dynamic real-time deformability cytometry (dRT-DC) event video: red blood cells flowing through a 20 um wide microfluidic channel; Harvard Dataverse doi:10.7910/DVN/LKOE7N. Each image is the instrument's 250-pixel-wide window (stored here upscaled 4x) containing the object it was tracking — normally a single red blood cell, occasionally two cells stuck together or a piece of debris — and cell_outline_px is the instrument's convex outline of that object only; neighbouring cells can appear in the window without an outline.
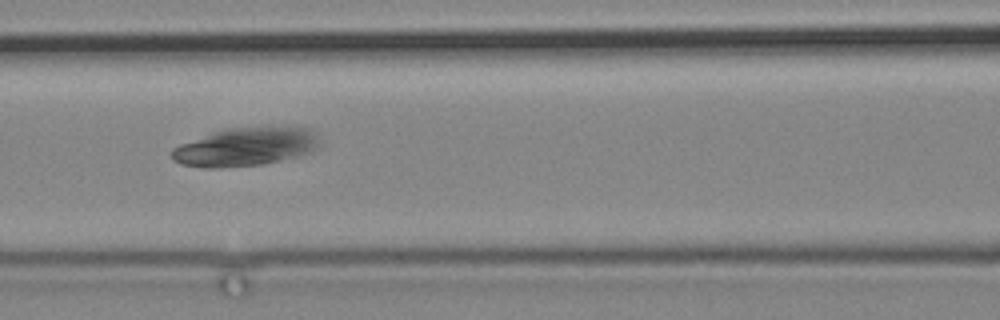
{"species": "common noctule bat (a hibernating species)", "species_latin": "Nyctalus noctula", "temperature_condition": "cold", "stored_images_in_passage": 4, "camera_frame_rate_fps": 3000, "um_per_image_px": 0.085, "animal": {"sex": "male", "body_mass_g": 19.2, "forearm_length_mm": 51.8}, "frame": {"image": 1, "passage_image": 3, "time_ms": 2.333, "image_size_px": [1000, 320], "cell_outline_px": [[316, 148], [308, 152], [296, 156], [260, 164], [216, 168], [204, 168], [180, 164], [172, 160], [172, 148], [180, 144], [212, 132], [232, 128], [308, 128], [316, 136]], "centroid_in_image_um": [20.75, 12.5], "position_along_channel_um": 145.8, "area_um2": 32.08}}